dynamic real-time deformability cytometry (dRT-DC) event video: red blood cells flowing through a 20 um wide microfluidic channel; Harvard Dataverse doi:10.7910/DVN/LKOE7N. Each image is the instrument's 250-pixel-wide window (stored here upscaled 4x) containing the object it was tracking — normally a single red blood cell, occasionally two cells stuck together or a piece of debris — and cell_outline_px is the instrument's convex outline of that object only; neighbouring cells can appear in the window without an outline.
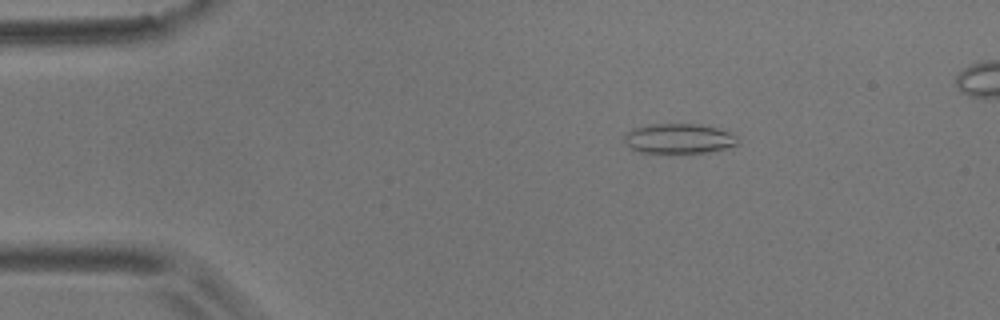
{"species": "common noctule bat (a hibernating species)", "species_latin": "Nyctalus noctula", "temperature_condition": "room temperature", "stored_images_in_passage": 5, "camera_frame_rate_fps": 3000, "um_per_image_px": 0.085, "animal": {"sex": "male", "body_mass_g": 17.9}, "frame": {"image": 1, "passage_image": 2, "time_ms": 0.333, "image_size_px": [1000, 320], "cell_outline_px": [[736, 144], [724, 148], [708, 152], [640, 152], [632, 148], [624, 140], [624, 136], [632, 128], [648, 124], [700, 124], [716, 128], [728, 132], [736, 136]], "centroid_in_image_um": [57.66, 11.76], "position_along_channel_um": 27.3, "area_um2": 19.31}}